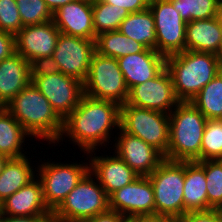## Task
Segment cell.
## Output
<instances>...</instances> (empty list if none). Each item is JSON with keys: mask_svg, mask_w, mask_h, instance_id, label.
Segmentation results:
<instances>
[{"mask_svg": "<svg viewBox=\"0 0 222 222\" xmlns=\"http://www.w3.org/2000/svg\"><path fill=\"white\" fill-rule=\"evenodd\" d=\"M146 49L141 43L126 37L121 32L111 31L96 36L95 50L98 54L118 59L130 54L143 52Z\"/></svg>", "mask_w": 222, "mask_h": 222, "instance_id": "cell-27", "label": "cell"}, {"mask_svg": "<svg viewBox=\"0 0 222 222\" xmlns=\"http://www.w3.org/2000/svg\"><path fill=\"white\" fill-rule=\"evenodd\" d=\"M2 108H4V106L0 103V110H1Z\"/></svg>", "mask_w": 222, "mask_h": 222, "instance_id": "cell-48", "label": "cell"}, {"mask_svg": "<svg viewBox=\"0 0 222 222\" xmlns=\"http://www.w3.org/2000/svg\"><path fill=\"white\" fill-rule=\"evenodd\" d=\"M177 222H222V212L217 209L188 212Z\"/></svg>", "mask_w": 222, "mask_h": 222, "instance_id": "cell-36", "label": "cell"}, {"mask_svg": "<svg viewBox=\"0 0 222 222\" xmlns=\"http://www.w3.org/2000/svg\"><path fill=\"white\" fill-rule=\"evenodd\" d=\"M31 77L48 76L61 72L59 64L53 56L40 57L30 63Z\"/></svg>", "mask_w": 222, "mask_h": 222, "instance_id": "cell-35", "label": "cell"}, {"mask_svg": "<svg viewBox=\"0 0 222 222\" xmlns=\"http://www.w3.org/2000/svg\"><path fill=\"white\" fill-rule=\"evenodd\" d=\"M15 53V35L0 30V62Z\"/></svg>", "mask_w": 222, "mask_h": 222, "instance_id": "cell-38", "label": "cell"}, {"mask_svg": "<svg viewBox=\"0 0 222 222\" xmlns=\"http://www.w3.org/2000/svg\"><path fill=\"white\" fill-rule=\"evenodd\" d=\"M148 177L154 190L155 214L178 221L184 216L185 161L165 159Z\"/></svg>", "mask_w": 222, "mask_h": 222, "instance_id": "cell-7", "label": "cell"}, {"mask_svg": "<svg viewBox=\"0 0 222 222\" xmlns=\"http://www.w3.org/2000/svg\"><path fill=\"white\" fill-rule=\"evenodd\" d=\"M208 210L217 209L222 212V160H205Z\"/></svg>", "mask_w": 222, "mask_h": 222, "instance_id": "cell-31", "label": "cell"}, {"mask_svg": "<svg viewBox=\"0 0 222 222\" xmlns=\"http://www.w3.org/2000/svg\"><path fill=\"white\" fill-rule=\"evenodd\" d=\"M109 210V196L88 171L52 213V222H84Z\"/></svg>", "mask_w": 222, "mask_h": 222, "instance_id": "cell-5", "label": "cell"}, {"mask_svg": "<svg viewBox=\"0 0 222 222\" xmlns=\"http://www.w3.org/2000/svg\"><path fill=\"white\" fill-rule=\"evenodd\" d=\"M184 215L208 210L204 161H185Z\"/></svg>", "mask_w": 222, "mask_h": 222, "instance_id": "cell-23", "label": "cell"}, {"mask_svg": "<svg viewBox=\"0 0 222 222\" xmlns=\"http://www.w3.org/2000/svg\"><path fill=\"white\" fill-rule=\"evenodd\" d=\"M119 128L120 105L118 103L95 99L84 94L78 106L63 120L61 137L53 146L63 145L62 141L69 139L68 144L73 143V146H78L82 153H88L103 146L105 150V147H109L114 142L111 141L114 137L113 130L117 133Z\"/></svg>", "mask_w": 222, "mask_h": 222, "instance_id": "cell-1", "label": "cell"}, {"mask_svg": "<svg viewBox=\"0 0 222 222\" xmlns=\"http://www.w3.org/2000/svg\"><path fill=\"white\" fill-rule=\"evenodd\" d=\"M222 158V119H208L201 143V161Z\"/></svg>", "mask_w": 222, "mask_h": 222, "instance_id": "cell-32", "label": "cell"}, {"mask_svg": "<svg viewBox=\"0 0 222 222\" xmlns=\"http://www.w3.org/2000/svg\"><path fill=\"white\" fill-rule=\"evenodd\" d=\"M117 60L129 90L153 79L166 67V57L147 48L143 52L119 57Z\"/></svg>", "mask_w": 222, "mask_h": 222, "instance_id": "cell-19", "label": "cell"}, {"mask_svg": "<svg viewBox=\"0 0 222 222\" xmlns=\"http://www.w3.org/2000/svg\"><path fill=\"white\" fill-rule=\"evenodd\" d=\"M220 73L222 74V57H221V62H220Z\"/></svg>", "mask_w": 222, "mask_h": 222, "instance_id": "cell-45", "label": "cell"}, {"mask_svg": "<svg viewBox=\"0 0 222 222\" xmlns=\"http://www.w3.org/2000/svg\"><path fill=\"white\" fill-rule=\"evenodd\" d=\"M0 214H2L1 201H0Z\"/></svg>", "mask_w": 222, "mask_h": 222, "instance_id": "cell-47", "label": "cell"}, {"mask_svg": "<svg viewBox=\"0 0 222 222\" xmlns=\"http://www.w3.org/2000/svg\"><path fill=\"white\" fill-rule=\"evenodd\" d=\"M84 94L102 100H110L119 105L128 100L129 89L118 60L94 53L87 79L83 83Z\"/></svg>", "mask_w": 222, "mask_h": 222, "instance_id": "cell-9", "label": "cell"}, {"mask_svg": "<svg viewBox=\"0 0 222 222\" xmlns=\"http://www.w3.org/2000/svg\"><path fill=\"white\" fill-rule=\"evenodd\" d=\"M29 157V158H28ZM31 158L25 155L20 158H9L0 173V201L13 195L36 177L37 163L34 166Z\"/></svg>", "mask_w": 222, "mask_h": 222, "instance_id": "cell-24", "label": "cell"}, {"mask_svg": "<svg viewBox=\"0 0 222 222\" xmlns=\"http://www.w3.org/2000/svg\"><path fill=\"white\" fill-rule=\"evenodd\" d=\"M110 210L126 218L155 214L154 190L148 176H139L109 196Z\"/></svg>", "mask_w": 222, "mask_h": 222, "instance_id": "cell-15", "label": "cell"}, {"mask_svg": "<svg viewBox=\"0 0 222 222\" xmlns=\"http://www.w3.org/2000/svg\"><path fill=\"white\" fill-rule=\"evenodd\" d=\"M118 31L126 37L141 43L147 49L156 50L155 22L150 8L130 13L121 22Z\"/></svg>", "mask_w": 222, "mask_h": 222, "instance_id": "cell-26", "label": "cell"}, {"mask_svg": "<svg viewBox=\"0 0 222 222\" xmlns=\"http://www.w3.org/2000/svg\"><path fill=\"white\" fill-rule=\"evenodd\" d=\"M9 158L7 156H4V155H1L0 154V173L2 172L3 170V167L5 165V163L7 162Z\"/></svg>", "mask_w": 222, "mask_h": 222, "instance_id": "cell-44", "label": "cell"}, {"mask_svg": "<svg viewBox=\"0 0 222 222\" xmlns=\"http://www.w3.org/2000/svg\"><path fill=\"white\" fill-rule=\"evenodd\" d=\"M97 151L100 152L98 149L87 153L89 171L96 177L108 196L139 177L115 152L109 156L105 155V152L104 155L98 156Z\"/></svg>", "mask_w": 222, "mask_h": 222, "instance_id": "cell-17", "label": "cell"}, {"mask_svg": "<svg viewBox=\"0 0 222 222\" xmlns=\"http://www.w3.org/2000/svg\"><path fill=\"white\" fill-rule=\"evenodd\" d=\"M179 102L171 74L165 67L153 79L132 87L126 103L170 114Z\"/></svg>", "mask_w": 222, "mask_h": 222, "instance_id": "cell-13", "label": "cell"}, {"mask_svg": "<svg viewBox=\"0 0 222 222\" xmlns=\"http://www.w3.org/2000/svg\"><path fill=\"white\" fill-rule=\"evenodd\" d=\"M23 26L52 21L53 13L44 0H16Z\"/></svg>", "mask_w": 222, "mask_h": 222, "instance_id": "cell-33", "label": "cell"}, {"mask_svg": "<svg viewBox=\"0 0 222 222\" xmlns=\"http://www.w3.org/2000/svg\"><path fill=\"white\" fill-rule=\"evenodd\" d=\"M207 118L191 103L179 102L169 114V146L165 159L201 161Z\"/></svg>", "mask_w": 222, "mask_h": 222, "instance_id": "cell-4", "label": "cell"}, {"mask_svg": "<svg viewBox=\"0 0 222 222\" xmlns=\"http://www.w3.org/2000/svg\"><path fill=\"white\" fill-rule=\"evenodd\" d=\"M30 138L34 142L31 135L14 119L11 113L5 107L2 108L0 110V154L8 158L30 155V151H25L28 147L25 143L28 144L27 141L31 140Z\"/></svg>", "mask_w": 222, "mask_h": 222, "instance_id": "cell-25", "label": "cell"}, {"mask_svg": "<svg viewBox=\"0 0 222 222\" xmlns=\"http://www.w3.org/2000/svg\"><path fill=\"white\" fill-rule=\"evenodd\" d=\"M155 22L156 51L165 57L185 51L186 22L169 0H150Z\"/></svg>", "mask_w": 222, "mask_h": 222, "instance_id": "cell-10", "label": "cell"}, {"mask_svg": "<svg viewBox=\"0 0 222 222\" xmlns=\"http://www.w3.org/2000/svg\"><path fill=\"white\" fill-rule=\"evenodd\" d=\"M1 208L2 214L7 216L52 215L44 202L42 185L37 176L3 200Z\"/></svg>", "mask_w": 222, "mask_h": 222, "instance_id": "cell-20", "label": "cell"}, {"mask_svg": "<svg viewBox=\"0 0 222 222\" xmlns=\"http://www.w3.org/2000/svg\"><path fill=\"white\" fill-rule=\"evenodd\" d=\"M191 103L208 119H222V74H217L191 100Z\"/></svg>", "mask_w": 222, "mask_h": 222, "instance_id": "cell-28", "label": "cell"}, {"mask_svg": "<svg viewBox=\"0 0 222 222\" xmlns=\"http://www.w3.org/2000/svg\"><path fill=\"white\" fill-rule=\"evenodd\" d=\"M14 119L31 135L53 145L61 137L63 120L48 99L32 84L20 91L5 107Z\"/></svg>", "mask_w": 222, "mask_h": 222, "instance_id": "cell-2", "label": "cell"}, {"mask_svg": "<svg viewBox=\"0 0 222 222\" xmlns=\"http://www.w3.org/2000/svg\"><path fill=\"white\" fill-rule=\"evenodd\" d=\"M30 63L17 52L0 62V103L9 102L31 83Z\"/></svg>", "mask_w": 222, "mask_h": 222, "instance_id": "cell-21", "label": "cell"}, {"mask_svg": "<svg viewBox=\"0 0 222 222\" xmlns=\"http://www.w3.org/2000/svg\"><path fill=\"white\" fill-rule=\"evenodd\" d=\"M32 84L48 99L57 115L64 120L84 95L83 83L63 73L31 77Z\"/></svg>", "mask_w": 222, "mask_h": 222, "instance_id": "cell-11", "label": "cell"}, {"mask_svg": "<svg viewBox=\"0 0 222 222\" xmlns=\"http://www.w3.org/2000/svg\"><path fill=\"white\" fill-rule=\"evenodd\" d=\"M93 25L96 36L117 31L121 22L130 14L122 7L109 5L102 0H92Z\"/></svg>", "mask_w": 222, "mask_h": 222, "instance_id": "cell-29", "label": "cell"}, {"mask_svg": "<svg viewBox=\"0 0 222 222\" xmlns=\"http://www.w3.org/2000/svg\"><path fill=\"white\" fill-rule=\"evenodd\" d=\"M120 128L167 154L169 114L125 103L120 105Z\"/></svg>", "mask_w": 222, "mask_h": 222, "instance_id": "cell-8", "label": "cell"}, {"mask_svg": "<svg viewBox=\"0 0 222 222\" xmlns=\"http://www.w3.org/2000/svg\"><path fill=\"white\" fill-rule=\"evenodd\" d=\"M186 22L216 17L219 0H169Z\"/></svg>", "mask_w": 222, "mask_h": 222, "instance_id": "cell-30", "label": "cell"}, {"mask_svg": "<svg viewBox=\"0 0 222 222\" xmlns=\"http://www.w3.org/2000/svg\"><path fill=\"white\" fill-rule=\"evenodd\" d=\"M0 222H3V214H0Z\"/></svg>", "mask_w": 222, "mask_h": 222, "instance_id": "cell-46", "label": "cell"}, {"mask_svg": "<svg viewBox=\"0 0 222 222\" xmlns=\"http://www.w3.org/2000/svg\"><path fill=\"white\" fill-rule=\"evenodd\" d=\"M216 18L219 22V25H222V0H219L218 2Z\"/></svg>", "mask_w": 222, "mask_h": 222, "instance_id": "cell-43", "label": "cell"}, {"mask_svg": "<svg viewBox=\"0 0 222 222\" xmlns=\"http://www.w3.org/2000/svg\"><path fill=\"white\" fill-rule=\"evenodd\" d=\"M86 162H64L38 160L36 176L41 182L43 198L47 208L53 213L65 200L67 195L76 187L82 177L89 171L87 153L82 157ZM47 161V162H45ZM41 162V164H40ZM71 162V163H70ZM75 162V163H74Z\"/></svg>", "mask_w": 222, "mask_h": 222, "instance_id": "cell-6", "label": "cell"}, {"mask_svg": "<svg viewBox=\"0 0 222 222\" xmlns=\"http://www.w3.org/2000/svg\"><path fill=\"white\" fill-rule=\"evenodd\" d=\"M109 5H117L130 13L140 12L149 8L150 0H102Z\"/></svg>", "mask_w": 222, "mask_h": 222, "instance_id": "cell-37", "label": "cell"}, {"mask_svg": "<svg viewBox=\"0 0 222 222\" xmlns=\"http://www.w3.org/2000/svg\"><path fill=\"white\" fill-rule=\"evenodd\" d=\"M117 135V136H116ZM115 139V140H114ZM114 152L139 176H149L164 160L165 155L142 139L121 128L113 138Z\"/></svg>", "mask_w": 222, "mask_h": 222, "instance_id": "cell-14", "label": "cell"}, {"mask_svg": "<svg viewBox=\"0 0 222 222\" xmlns=\"http://www.w3.org/2000/svg\"><path fill=\"white\" fill-rule=\"evenodd\" d=\"M22 28L16 0H0V30L16 35Z\"/></svg>", "mask_w": 222, "mask_h": 222, "instance_id": "cell-34", "label": "cell"}, {"mask_svg": "<svg viewBox=\"0 0 222 222\" xmlns=\"http://www.w3.org/2000/svg\"><path fill=\"white\" fill-rule=\"evenodd\" d=\"M84 222H126V217L116 211L109 210Z\"/></svg>", "mask_w": 222, "mask_h": 222, "instance_id": "cell-40", "label": "cell"}, {"mask_svg": "<svg viewBox=\"0 0 222 222\" xmlns=\"http://www.w3.org/2000/svg\"><path fill=\"white\" fill-rule=\"evenodd\" d=\"M3 222H52V215H37V216L3 215Z\"/></svg>", "mask_w": 222, "mask_h": 222, "instance_id": "cell-39", "label": "cell"}, {"mask_svg": "<svg viewBox=\"0 0 222 222\" xmlns=\"http://www.w3.org/2000/svg\"><path fill=\"white\" fill-rule=\"evenodd\" d=\"M59 35L53 21L23 26L15 35V52L29 63L36 58L52 56Z\"/></svg>", "mask_w": 222, "mask_h": 222, "instance_id": "cell-16", "label": "cell"}, {"mask_svg": "<svg viewBox=\"0 0 222 222\" xmlns=\"http://www.w3.org/2000/svg\"><path fill=\"white\" fill-rule=\"evenodd\" d=\"M185 50L209 52L222 57V29L216 17L186 24Z\"/></svg>", "mask_w": 222, "mask_h": 222, "instance_id": "cell-22", "label": "cell"}, {"mask_svg": "<svg viewBox=\"0 0 222 222\" xmlns=\"http://www.w3.org/2000/svg\"><path fill=\"white\" fill-rule=\"evenodd\" d=\"M44 1L47 4L48 8L51 10V12L54 13L61 6H64L75 0H44Z\"/></svg>", "mask_w": 222, "mask_h": 222, "instance_id": "cell-42", "label": "cell"}, {"mask_svg": "<svg viewBox=\"0 0 222 222\" xmlns=\"http://www.w3.org/2000/svg\"><path fill=\"white\" fill-rule=\"evenodd\" d=\"M221 57L214 53L185 50L166 57L175 94L180 102L191 100L220 73Z\"/></svg>", "mask_w": 222, "mask_h": 222, "instance_id": "cell-3", "label": "cell"}, {"mask_svg": "<svg viewBox=\"0 0 222 222\" xmlns=\"http://www.w3.org/2000/svg\"><path fill=\"white\" fill-rule=\"evenodd\" d=\"M126 222H177V220L169 216L153 214V215L132 216L126 218Z\"/></svg>", "mask_w": 222, "mask_h": 222, "instance_id": "cell-41", "label": "cell"}, {"mask_svg": "<svg viewBox=\"0 0 222 222\" xmlns=\"http://www.w3.org/2000/svg\"><path fill=\"white\" fill-rule=\"evenodd\" d=\"M53 23L60 33L95 40L92 0H75L53 13Z\"/></svg>", "mask_w": 222, "mask_h": 222, "instance_id": "cell-18", "label": "cell"}, {"mask_svg": "<svg viewBox=\"0 0 222 222\" xmlns=\"http://www.w3.org/2000/svg\"><path fill=\"white\" fill-rule=\"evenodd\" d=\"M95 52V40L60 33L52 56L61 73L84 83Z\"/></svg>", "mask_w": 222, "mask_h": 222, "instance_id": "cell-12", "label": "cell"}]
</instances>
